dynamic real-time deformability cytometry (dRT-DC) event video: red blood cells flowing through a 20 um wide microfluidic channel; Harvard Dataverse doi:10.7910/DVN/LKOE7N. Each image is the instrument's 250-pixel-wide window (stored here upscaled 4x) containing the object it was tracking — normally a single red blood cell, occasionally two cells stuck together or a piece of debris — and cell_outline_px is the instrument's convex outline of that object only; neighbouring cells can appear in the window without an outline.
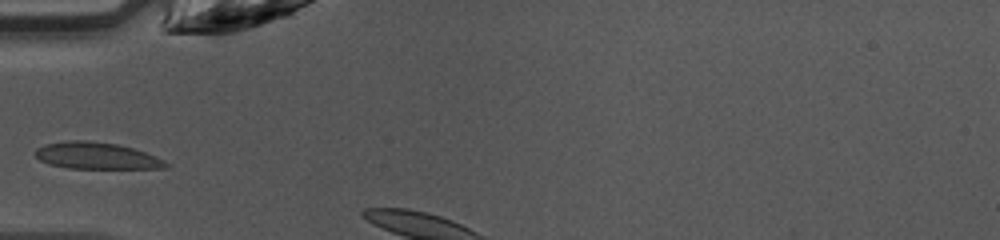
{"species": "common noctule bat (a hibernating species)", "species_latin": "Nyctalus noctula", "temperature_condition": "warm", "stored_images_in_passage": 2, "camera_frame_rate_fps": 3000, "um_per_image_px": 0.085, "animal": {"sex": "female", "body_mass_g": 10.0, "forearm_length_mm": 53.1}, "frame": {"image": 1, "passage_image": 1, "time_ms": 0.0, "image_size_px": [1000, 240], "cell_outline_px": [[168, 168], [68, 168], [52, 164], [40, 160], [32, 152], [36, 148], [44, 144], [68, 140], [88, 140], [116, 144], [132, 148], [156, 156], [164, 160], [168, 164]], "centroid_in_image_um": [8.17, 13.23], "position_along_channel_um": 76.8, "area_um2": 20.23}}